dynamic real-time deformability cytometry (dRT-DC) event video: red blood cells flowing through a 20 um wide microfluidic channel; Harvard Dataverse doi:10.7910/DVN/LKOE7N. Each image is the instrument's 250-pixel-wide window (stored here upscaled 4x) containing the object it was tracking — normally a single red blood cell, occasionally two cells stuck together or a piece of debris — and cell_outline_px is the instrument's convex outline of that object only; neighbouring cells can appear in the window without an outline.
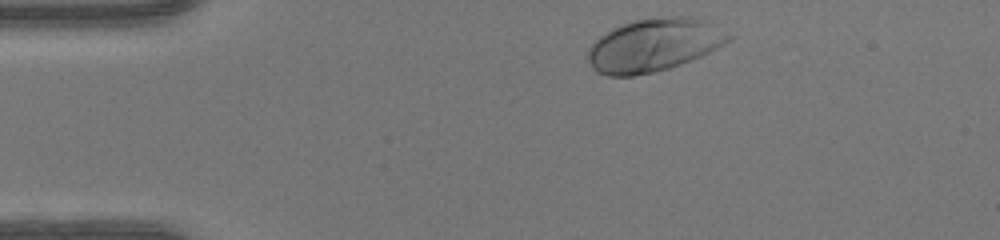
{"species": "human", "species_latin": "Homo sapiens", "temperature_condition": "warm", "stored_images_in_passage": 34, "camera_frame_rate_fps": 3000, "um_per_image_px": 0.085, "donor": {"sex": "female"}, "frame": {"image": 1, "passage_image": 1, "time_ms": 0.0, "image_size_px": [1000, 240], "cell_outline_px": [[732, 40], [700, 56], [680, 64], [668, 68], [652, 72], [632, 76], [608, 76], [596, 72], [592, 68], [588, 60], [588, 48], [600, 36], [612, 28], [636, 20], [668, 16], [688, 16], [712, 20], [732, 36]], "centroid_in_image_um": [55.61, 3.81], "position_along_channel_um": 29.4, "area_um2": 43.52}}
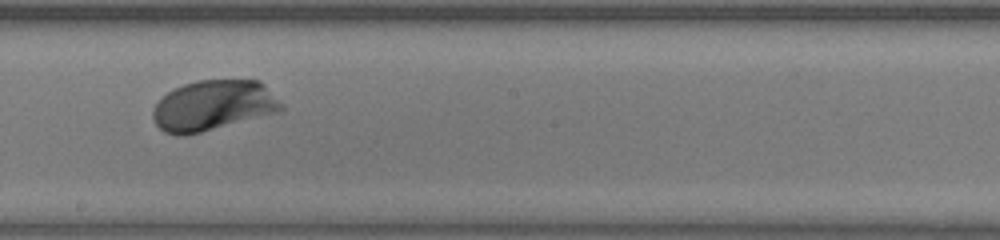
{"frame": {"image": 2, "passage_image": 20, "time_ms": 6.333, "image_size_px": [1000, 240], "cell_outline_px": [[284, 108], [280, 112], [188, 136], [176, 136], [164, 132], [152, 120], [152, 108], [168, 92], [184, 84], [196, 80], [260, 80], [284, 104]], "centroid_in_image_um": [18.14, 8.99], "position_along_channel_um": 230.1, "area_um2": 38.15}}
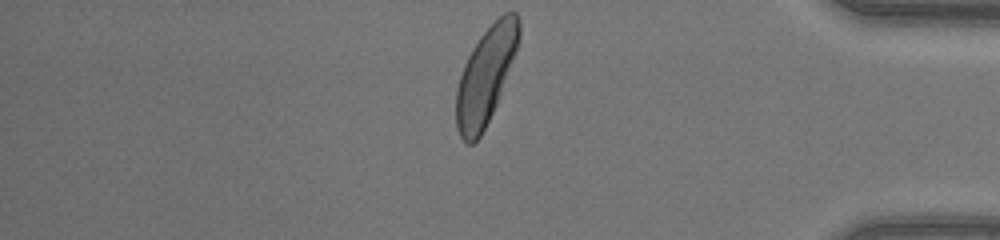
{"frame": {"image": 3, "passage_image": 34, "time_ms": 11.0, "image_size_px": [1000, 240], "cell_outline_px": [[520, 40], [496, 104], [480, 136], [472, 144], [464, 144], [456, 128], [456, 88], [464, 64], [472, 48], [480, 36], [504, 12], [516, 12], [520, 20]], "centroid_in_image_um": [41.27, 6.43], "position_along_channel_um": 393.9, "area_um2": 34.91}, "authors_computed_cell_mechanics": {"area_um2": 37.0787, "velocity_mm_per_s": 4.132, "shape_relaxation_time_tau1_ms": 1.0816, "shape_relaxation_time_tau2_ms": null, "deformation_change_tau1": 0.106, "deformation_change_tau2": null}}